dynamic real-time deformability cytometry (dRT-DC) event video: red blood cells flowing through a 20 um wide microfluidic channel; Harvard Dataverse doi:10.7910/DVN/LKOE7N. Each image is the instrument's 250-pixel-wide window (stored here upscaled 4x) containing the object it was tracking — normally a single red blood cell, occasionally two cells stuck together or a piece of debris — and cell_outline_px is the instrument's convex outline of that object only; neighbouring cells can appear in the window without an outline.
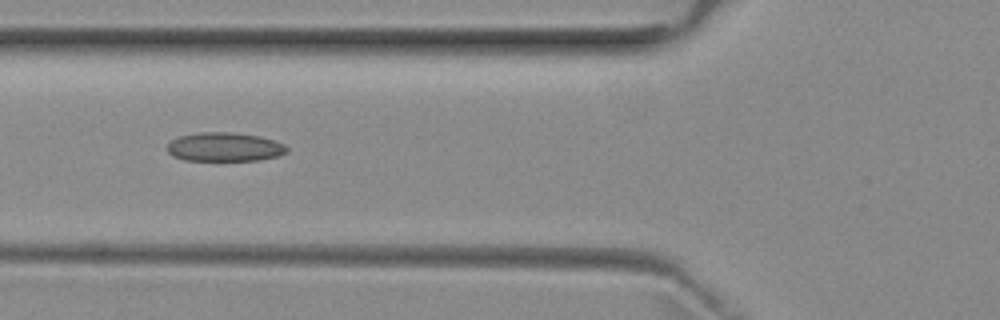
{"species": "common noctule bat (a hibernating species)", "species_latin": "Nyctalus noctula", "temperature_condition": "room temperature", "stored_images_in_passage": 33, "camera_frame_rate_fps": 3000, "um_per_image_px": 0.085, "animal": {"sex": "female", "body_mass_g": 29.2, "forearm_length_mm": 56.3}, "frame": {"image": 1, "passage_image": 5, "time_ms": 1.333, "image_size_px": [1000, 320], "cell_outline_px": [[288, 152], [280, 156], [260, 160], [184, 160], [172, 156], [168, 152], [168, 144], [172, 140], [180, 136], [200, 132], [232, 132], [260, 136], [284, 144], [288, 148]], "centroid_in_image_um": [19.11, 12.49], "position_along_channel_um": 106.7, "area_um2": 20.17}}
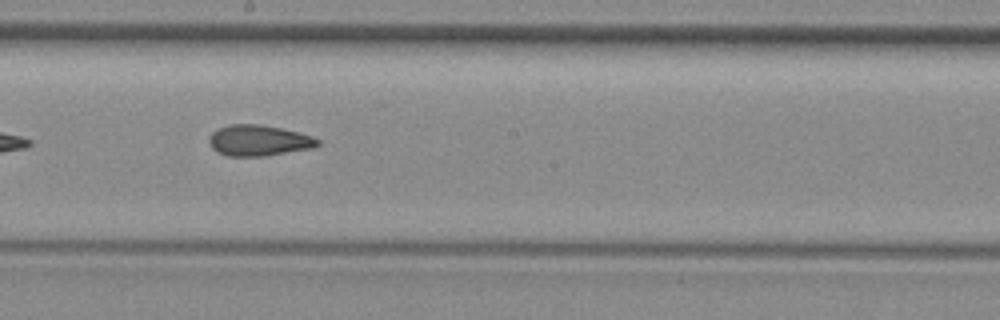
{"frame": {"image": 2, "passage_image": 14, "time_ms": 4.333, "image_size_px": [1000, 320], "cell_outline_px": [[320, 144], [316, 148], [268, 156], [228, 156], [216, 152], [212, 148], [208, 140], [208, 136], [212, 132], [228, 124], [256, 124], [280, 128], [312, 136], [320, 140]], "centroid_in_image_um": [22.0, 11.96], "position_along_channel_um": 226.2, "area_um2": 19.77}}
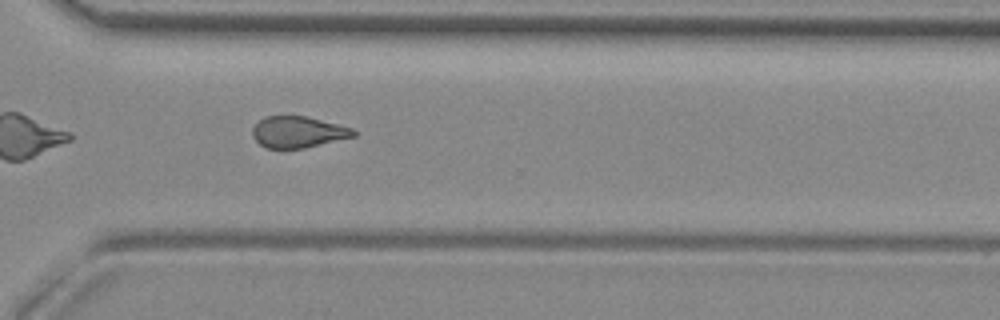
{"frame": {"image": 3, "passage_image": 23, "time_ms": 7.333, "image_size_px": [1000, 320], "cell_outline_px": [[356, 136], [304, 148], [264, 148], [252, 136], [252, 128], [264, 116], [304, 116], [352, 128], [356, 132]], "centroid_in_image_um": [25.3, 11.23], "position_along_channel_um": 345.3, "area_um2": 18.26}, "authors_computed_cell_mechanics": {"area_um2": 19.5364, "velocity_mm_per_s": 3.9789, "shape_relaxation_time_tau1_ms": null, "shape_relaxation_time_tau2_ms": 2.9211, "deformation_change_tau1": null, "deformation_change_tau2": 0.1151}}